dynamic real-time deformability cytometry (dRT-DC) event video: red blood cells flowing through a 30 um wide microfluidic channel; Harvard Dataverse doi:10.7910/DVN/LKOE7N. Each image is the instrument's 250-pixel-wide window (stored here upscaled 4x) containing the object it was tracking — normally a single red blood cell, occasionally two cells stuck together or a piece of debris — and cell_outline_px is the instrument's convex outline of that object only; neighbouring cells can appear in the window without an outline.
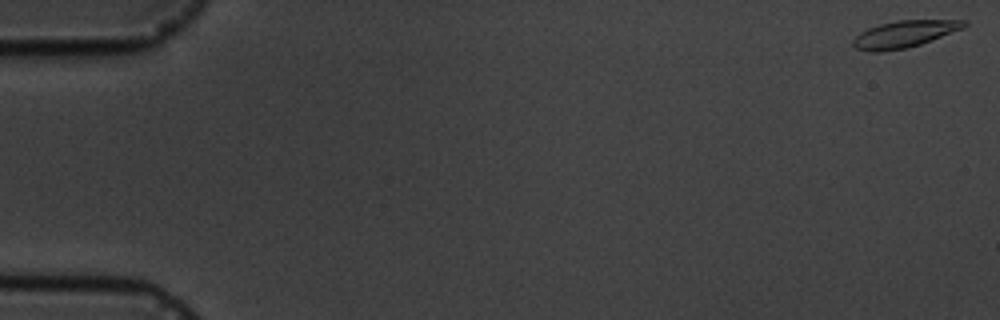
{"species": "common noctule bat (a hibernating species)", "species_latin": "Nyctalus noctula", "temperature_condition": "cold", "stored_images_in_passage": 7, "camera_frame_rate_fps": 3000, "um_per_image_px": 0.085, "animal": {"sex": "male", "body_mass_g": 19.5, "forearm_length_mm": 54.6}, "frame": {"image": 1, "passage_image": 1, "time_ms": 0.0, "image_size_px": [1000, 320], "cell_outline_px": [[968, 24], [964, 28], [920, 44], [904, 48], [880, 52], [872, 52], [856, 48], [852, 44], [852, 40], [860, 32], [868, 28], [880, 24], [896, 20], [968, 20]], "centroid_in_image_um": [76.87, 2.89], "position_along_channel_um": 8.1, "area_um2": 17.28}}
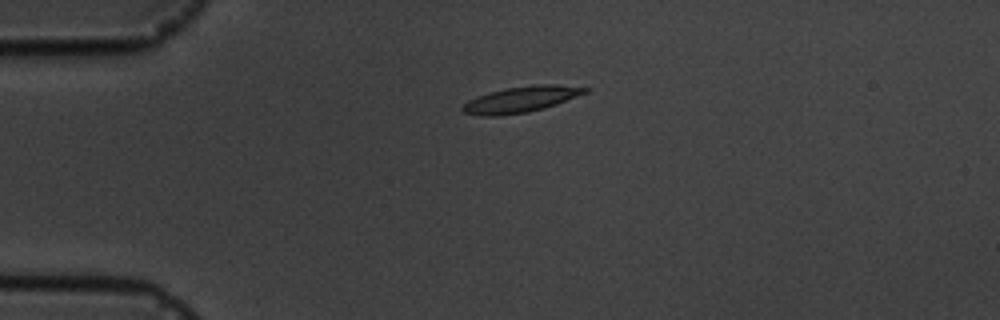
{"frame": {"image": 2, "passage_image": 5, "time_ms": 4.333, "image_size_px": [1000, 320], "cell_outline_px": [[592, 88], [588, 92], [556, 104], [544, 108], [528, 112], [496, 116], [480, 116], [464, 112], [460, 108], [468, 100], [476, 96], [488, 92], [504, 88], [536, 84], [556, 84]], "centroid_in_image_um": [44.28, 8.44], "position_along_channel_um": 40.7, "area_um2": 18.67}}
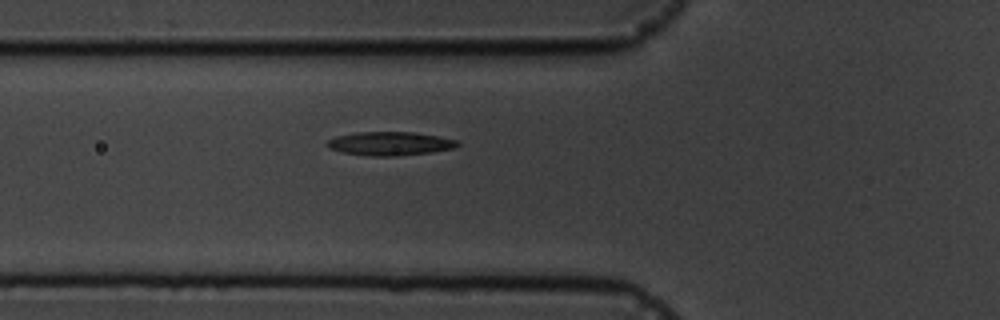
{"frame": {"image": 3, "passage_image": 7, "time_ms": 6.667, "image_size_px": [1000, 320], "cell_outline_px": [[460, 144], [456, 148], [432, 152], [400, 156], [368, 156], [340, 152], [328, 148], [324, 144], [328, 140], [336, 136], [356, 132], [412, 132], [436, 136], [456, 140]], "centroid_in_image_um": [33.1, 12.21], "position_along_channel_um": 92.7, "area_um2": 18.15}}